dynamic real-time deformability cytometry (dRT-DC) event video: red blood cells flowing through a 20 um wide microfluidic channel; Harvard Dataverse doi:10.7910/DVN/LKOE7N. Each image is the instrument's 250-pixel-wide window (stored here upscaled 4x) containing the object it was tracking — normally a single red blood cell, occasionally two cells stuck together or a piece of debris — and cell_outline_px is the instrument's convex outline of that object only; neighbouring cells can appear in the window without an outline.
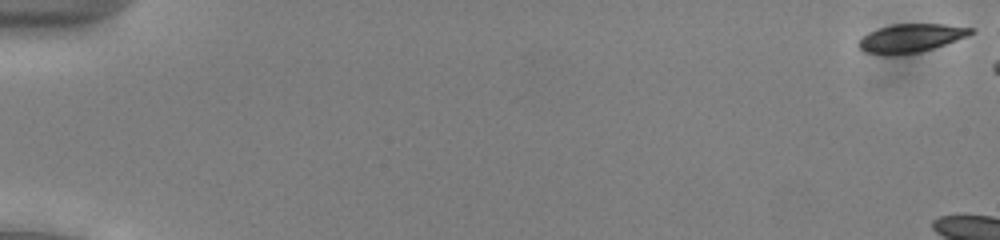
{"species": "common noctule bat (a hibernating species)", "species_latin": "Nyctalus noctula", "temperature_condition": "cold", "stored_images_in_passage": 9, "camera_frame_rate_fps": 3000, "um_per_image_px": 0.085, "animal": {"sex": "male", "body_mass_g": 13.0, "forearm_length_mm": 53.1}, "frame": {"image": 1, "passage_image": 1, "time_ms": 0.0, "image_size_px": [1000, 240], "cell_outline_px": [[976, 28], [968, 36], [920, 52], [868, 52], [860, 48], [860, 40], [868, 32], [892, 24], [944, 24]], "centroid_in_image_um": [77.52, 3.18], "position_along_channel_um": 7.5, "area_um2": 17.57}}